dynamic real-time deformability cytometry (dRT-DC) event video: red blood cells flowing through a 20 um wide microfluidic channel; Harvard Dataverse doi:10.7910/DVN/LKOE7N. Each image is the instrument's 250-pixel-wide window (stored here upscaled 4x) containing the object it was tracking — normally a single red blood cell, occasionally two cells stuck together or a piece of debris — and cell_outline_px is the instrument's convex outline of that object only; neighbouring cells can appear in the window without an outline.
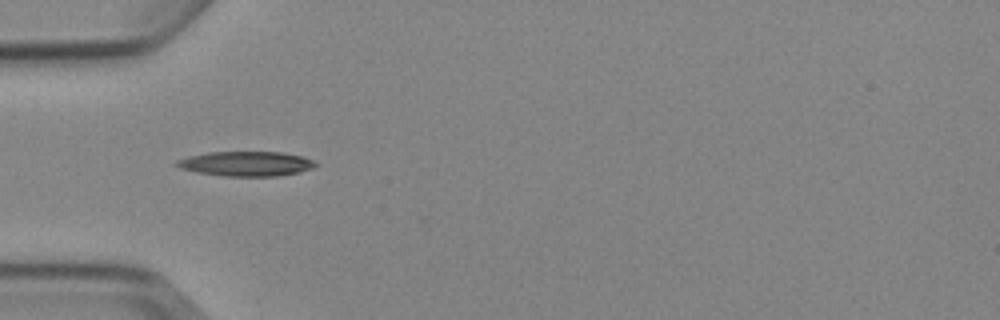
{"species": "Egyptian fruit bat (a non-hibernating species)", "species_latin": "Rousettus aegyptiacus", "temperature_condition": "cold", "stored_images_in_passage": 2, "camera_frame_rate_fps": 3000, "um_per_image_px": 0.085, "animal": {"sex": "female"}, "frame": {"image": 1, "passage_image": 1, "time_ms": 0.0, "image_size_px": [1000, 320], "cell_outline_px": [[320, 164], [312, 168], [300, 172], [276, 176], [224, 176], [196, 172], [180, 168], [176, 164], [176, 160], [188, 156], [208, 152], [280, 152], [304, 156]], "centroid_in_image_um": [20.94, 13.91], "position_along_channel_um": 64.1, "area_um2": 20.06}}